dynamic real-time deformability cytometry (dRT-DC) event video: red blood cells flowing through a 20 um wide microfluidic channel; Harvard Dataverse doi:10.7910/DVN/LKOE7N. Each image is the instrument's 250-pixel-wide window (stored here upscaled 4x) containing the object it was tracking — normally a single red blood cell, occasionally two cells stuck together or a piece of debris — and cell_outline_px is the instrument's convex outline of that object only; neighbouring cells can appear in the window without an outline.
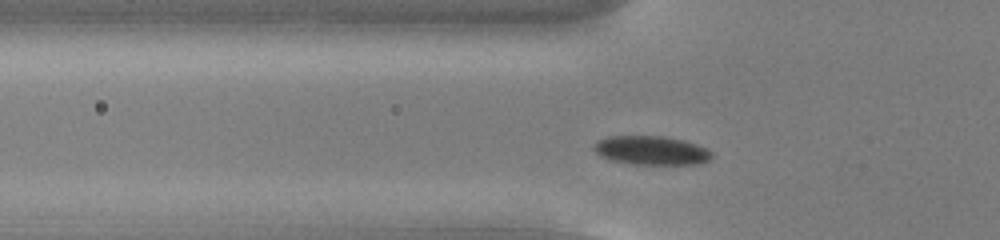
{"species": "common noctule bat (a hibernating species)", "species_latin": "Nyctalus noctula", "temperature_condition": "cold", "stored_images_in_passage": 44, "camera_frame_rate_fps": 3000, "um_per_image_px": 0.085, "animal": {"sex": "male", "body_mass_g": 13.0, "forearm_length_mm": 53.1}, "frame": {"image": 1, "passage_image": 8, "time_ms": 2.333, "image_size_px": [1000, 240], "cell_outline_px": [[712, 156], [708, 160], [700, 164], [628, 164], [608, 160], [600, 156], [592, 148], [592, 144], [596, 140], [608, 136], [664, 136], [684, 140], [696, 144], [712, 152]], "centroid_in_image_um": [55.29, 12.78], "position_along_channel_um": 70.5, "area_um2": 20.11}}
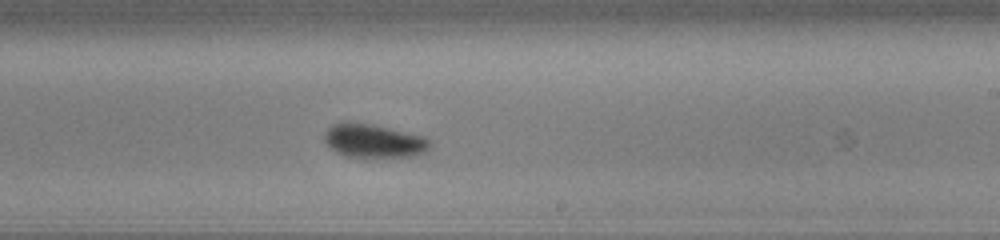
{"frame": {"image": 2, "passage_image": 23, "time_ms": 7.333, "image_size_px": [1000, 240], "cell_outline_px": [[432, 148], [424, 152], [412, 156], [344, 156], [328, 148], [324, 140], [324, 136], [328, 128], [332, 124], [348, 120], [376, 124], [424, 136], [432, 140]], "centroid_in_image_um": [31.76, 11.93], "position_along_channel_um": 257.2, "area_um2": 21.1}}
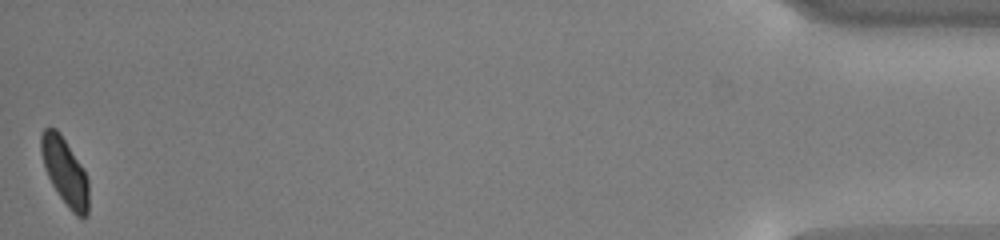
{"frame": {"image": 3, "passage_image": 44, "time_ms": 14.333, "image_size_px": [1000, 240], "cell_outline_px": [[88, 212], [84, 220], [76, 216], [68, 208], [52, 184], [48, 176], [40, 152], [40, 136], [44, 128], [56, 128], [60, 132], [80, 164], [88, 180]], "centroid_in_image_um": [5.51, 14.6], "position_along_channel_um": 429.7, "area_um2": 18.44}, "authors_computed_cell_mechanics": {"area_um2": 20.1144, "velocity_mm_per_s": 3.7533, "shape_relaxation_time_tau1_ms": 2.1887, "shape_relaxation_time_tau2_ms": null, "deformation_change_tau1": 0.0844, "deformation_change_tau2": null}}